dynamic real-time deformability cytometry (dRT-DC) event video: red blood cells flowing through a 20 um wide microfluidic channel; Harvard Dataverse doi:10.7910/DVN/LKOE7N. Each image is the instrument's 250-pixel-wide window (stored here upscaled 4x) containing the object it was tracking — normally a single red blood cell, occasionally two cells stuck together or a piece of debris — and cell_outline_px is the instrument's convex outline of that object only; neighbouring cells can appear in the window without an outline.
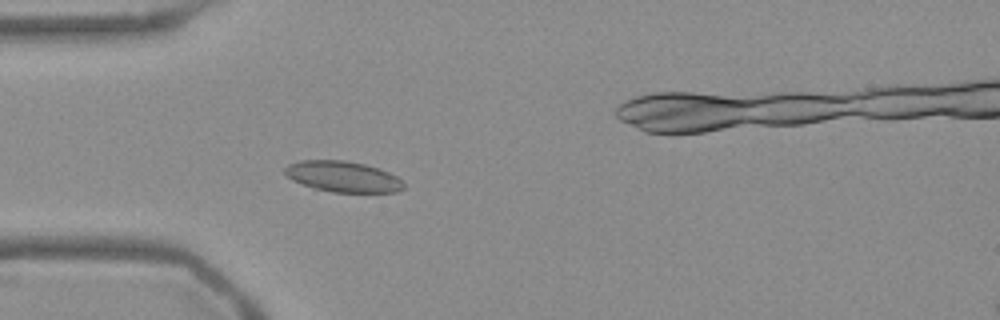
{"species": "Egyptian fruit bat (a non-hibernating species)", "species_latin": "Rousettus aegyptiacus", "temperature_condition": "warm", "stored_images_in_passage": 46, "camera_frame_rate_fps": 3000, "um_per_image_px": 0.085, "frame": {"image": 1, "passage_image": 7, "time_ms": 2.0, "image_size_px": [1000, 320], "cell_outline_px": [[404, 188], [396, 192], [332, 192], [312, 188], [292, 180], [284, 172], [284, 168], [288, 164], [300, 160], [344, 160], [364, 164], [388, 172], [396, 176], [404, 184]], "centroid_in_image_um": [29.11, 15.01], "position_along_channel_um": 55.9, "area_um2": 21.27}}
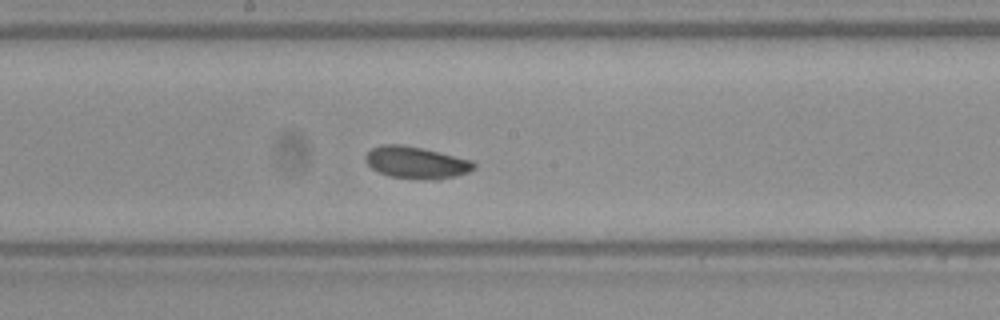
{"frame": {"image": 2, "passage_image": 20, "time_ms": 6.333, "image_size_px": [1000, 320], "cell_outline_px": [[476, 168], [468, 172], [456, 176], [440, 180], [432, 180], [388, 176], [372, 168], [364, 160], [364, 156], [372, 148], [384, 144], [400, 144], [420, 148], [472, 160], [476, 164]], "centroid_in_image_um": [35.39, 13.83], "position_along_channel_um": 212.8, "area_um2": 20.11}}
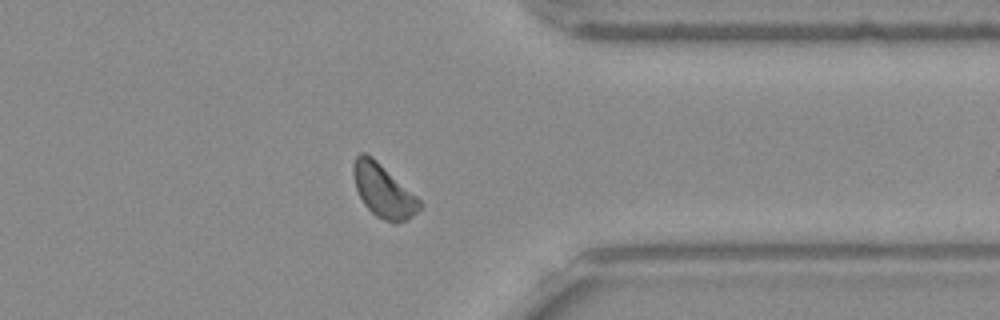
{"frame": {"image": 3, "passage_image": 34, "time_ms": 11.0, "image_size_px": [1000, 320], "cell_outline_px": [[424, 208], [408, 220], [396, 224], [384, 220], [376, 216], [364, 204], [356, 188], [352, 172], [352, 164], [356, 156], [360, 152], [364, 152], [372, 156], [416, 196], [424, 204]], "centroid_in_image_um": [32.6, 16.24], "position_along_channel_um": 378.8, "area_um2": 20.69}, "authors_computed_cell_mechanics": {"area_um2": 20.23, "velocity_mm_per_s": 3.7278, "shape_relaxation_time_tau1_ms": 2.9717, "shape_relaxation_time_tau2_ms": null, "deformation_change_tau1": 0.0724, "deformation_change_tau2": null}}